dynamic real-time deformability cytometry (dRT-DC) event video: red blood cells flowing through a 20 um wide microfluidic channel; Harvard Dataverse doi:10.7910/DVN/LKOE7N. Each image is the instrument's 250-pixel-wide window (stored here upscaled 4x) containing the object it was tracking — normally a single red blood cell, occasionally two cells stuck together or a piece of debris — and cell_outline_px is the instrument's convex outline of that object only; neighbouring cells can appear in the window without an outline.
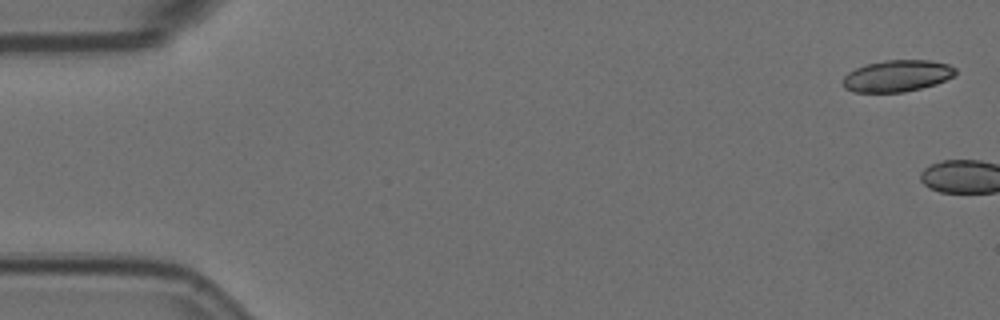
{"species": "Egyptian fruit bat (a non-hibernating species)", "species_latin": "Rousettus aegyptiacus", "temperature_condition": "room temperature", "stored_images_in_passage": 2, "camera_frame_rate_fps": 3000, "um_per_image_px": 0.085, "animal": {"sex": "female"}, "frame": {"image": 1, "passage_image": 1, "time_ms": 0.0, "image_size_px": [1000, 320], "cell_outline_px": [[956, 76], [936, 84], [904, 92], [852, 92], [844, 88], [840, 84], [840, 80], [848, 72], [856, 68], [868, 64], [884, 60], [928, 60], [948, 64], [956, 68]], "centroid_in_image_um": [76.23, 6.46], "position_along_channel_um": 8.8, "area_um2": 20.98}}